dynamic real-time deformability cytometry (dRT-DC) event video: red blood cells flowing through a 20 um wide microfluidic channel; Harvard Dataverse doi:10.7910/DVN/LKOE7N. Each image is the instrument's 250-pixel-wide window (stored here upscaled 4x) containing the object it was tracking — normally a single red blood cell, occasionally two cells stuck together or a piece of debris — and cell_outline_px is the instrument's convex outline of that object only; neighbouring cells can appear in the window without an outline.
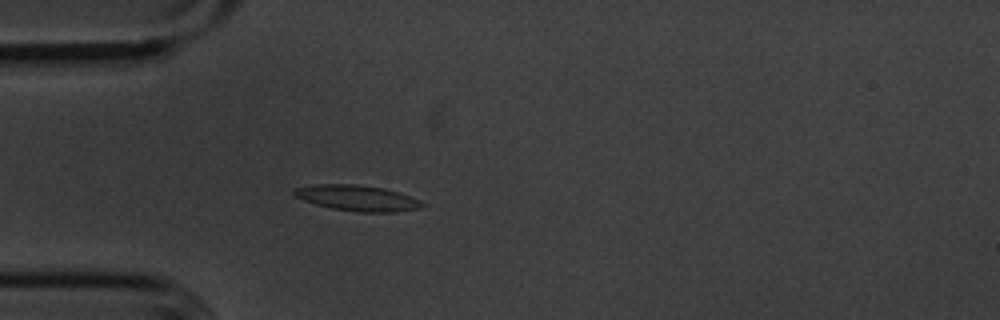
{"species": "common noctule bat (a hibernating species)", "species_latin": "Nyctalus noctula", "temperature_condition": "cold", "stored_images_in_passage": 55, "camera_frame_rate_fps": 3000, "um_per_image_px": 0.085, "animal": {"sex": "male", "body_mass_g": 20.1, "forearm_length_mm": 53.5}, "frame": {"image": 1, "passage_image": 15, "time_ms": 4.667, "image_size_px": [1000, 320], "cell_outline_px": [[424, 204], [420, 208], [396, 212], [360, 212], [332, 208], [316, 204], [304, 200], [296, 196], [292, 192], [296, 188], [316, 184], [356, 184], [384, 188], [420, 200]], "centroid_in_image_um": [30.37, 16.83], "position_along_channel_um": 54.6, "area_um2": 18.9}}
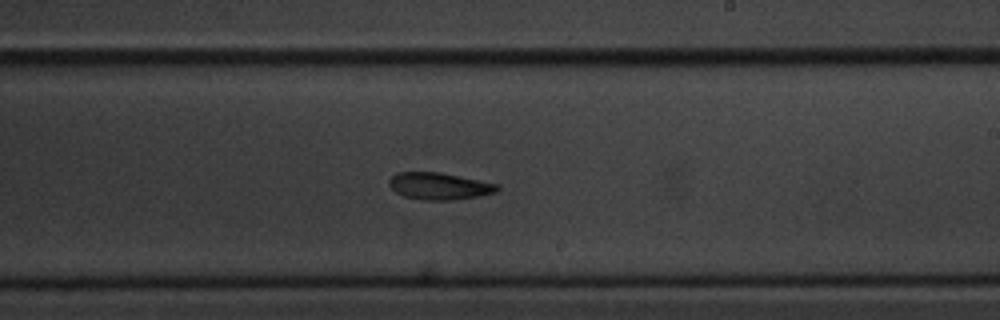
{"frame": {"image": 2, "passage_image": 32, "time_ms": 10.333, "image_size_px": [1000, 320], "cell_outline_px": [[500, 188], [496, 192], [476, 196], [452, 200], [420, 200], [404, 196], [396, 192], [388, 184], [388, 180], [396, 172], [440, 172], [496, 184]], "centroid_in_image_um": [37.27, 15.82], "position_along_channel_um": 251.7, "area_um2": 16.82}}
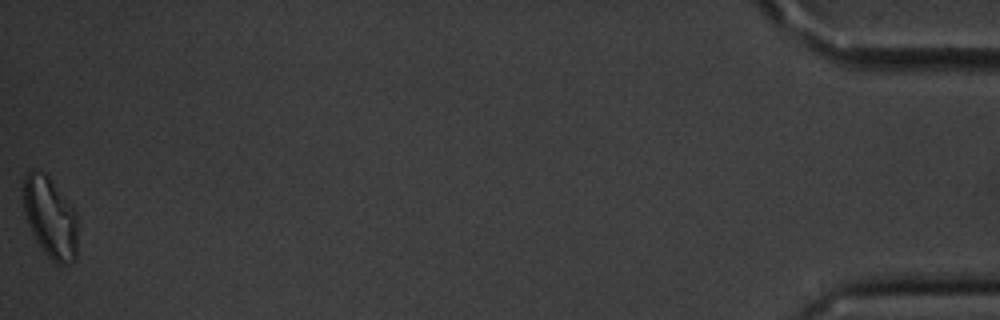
{"frame": {"image": 3, "passage_image": 55, "time_ms": 18.0, "image_size_px": [1000, 320], "cell_outline_px": [[76, 260], [64, 264], [60, 264], [52, 260], [44, 252], [36, 240], [28, 224], [24, 212], [24, 176], [32, 168], [44, 172], [48, 176], [68, 200], [76, 212]], "centroid_in_image_um": [4.26, 18.46], "position_along_channel_um": 430.9, "area_um2": 25.43}, "authors_computed_cell_mechanics": {"area_um2": 17.8024, "velocity_mm_per_s": 3.5853, "shape_relaxation_time_tau1_ms": 7.3591, "shape_relaxation_time_tau2_ms": null, "deformation_change_tau1": 0.1516, "deformation_change_tau2": null}}